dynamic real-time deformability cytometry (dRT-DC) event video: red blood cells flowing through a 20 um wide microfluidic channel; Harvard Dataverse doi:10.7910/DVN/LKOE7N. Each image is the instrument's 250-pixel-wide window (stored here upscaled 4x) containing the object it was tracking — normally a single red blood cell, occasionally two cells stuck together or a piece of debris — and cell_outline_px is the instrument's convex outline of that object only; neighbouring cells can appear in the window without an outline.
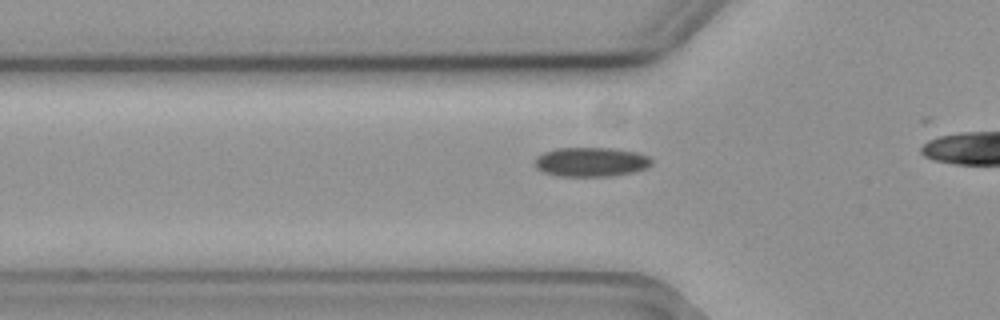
{"species": "common noctule bat (a hibernating species)", "species_latin": "Nyctalus noctula", "temperature_condition": "cold", "stored_images_in_passage": 20, "camera_frame_rate_fps": 3000, "um_per_image_px": 0.085, "animal": {"sex": "female", "body_mass_g": 19.3, "forearm_length_mm": 54.1}, "frame": {"image": 1, "passage_image": 12, "time_ms": 3.667, "image_size_px": [1000, 320], "cell_outline_px": [[652, 164], [644, 168], [632, 172], [612, 176], [556, 176], [544, 172], [536, 168], [532, 164], [532, 160], [536, 156], [544, 152], [556, 148], [616, 148], [636, 152], [648, 156], [652, 160]], "centroid_in_image_um": [50.17, 13.76], "position_along_channel_um": 75.6, "area_um2": 20.17}}
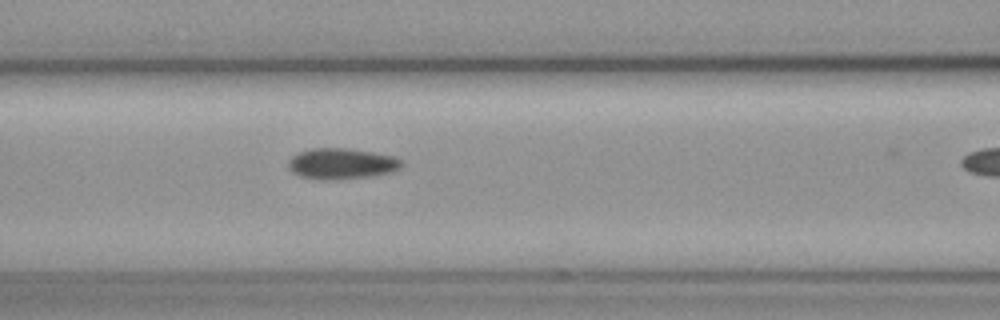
{"frame": {"image": 2, "passage_image": 17, "time_ms": 5.333, "image_size_px": [1000, 320], "cell_outline_px": [[404, 164], [400, 168], [392, 172], [368, 176], [328, 180], [320, 180], [300, 176], [292, 172], [288, 168], [288, 160], [292, 156], [300, 152], [312, 148], [348, 148], [372, 152], [392, 156], [400, 160]], "centroid_in_image_um": [29.0, 13.91], "position_along_channel_um": 137.6, "area_um2": 20.29}}